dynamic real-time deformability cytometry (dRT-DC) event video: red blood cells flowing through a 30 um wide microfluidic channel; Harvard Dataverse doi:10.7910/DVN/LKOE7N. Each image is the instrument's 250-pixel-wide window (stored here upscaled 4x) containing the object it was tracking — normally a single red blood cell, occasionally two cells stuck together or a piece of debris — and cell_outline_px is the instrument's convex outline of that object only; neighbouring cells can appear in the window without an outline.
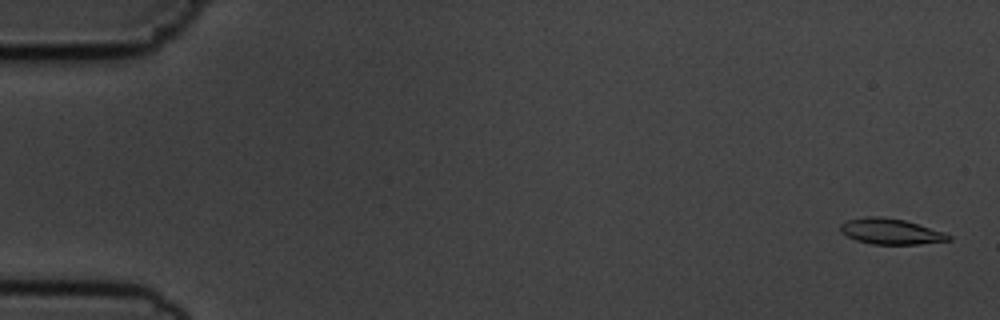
{"species": "common noctule bat (a hibernating species)", "species_latin": "Nyctalus noctula", "temperature_condition": "cold", "stored_images_in_passage": 55, "camera_frame_rate_fps": 3000, "um_per_image_px": 0.085, "animal": {"sex": "male", "body_mass_g": 19.5, "forearm_length_mm": 54.6}, "frame": {"image": 1, "passage_image": 2, "time_ms": 0.333, "image_size_px": [1000, 320], "cell_outline_px": [[952, 240], [920, 244], [872, 244], [856, 240], [840, 232], [840, 224], [848, 220], [868, 216], [880, 216], [904, 220], [944, 232], [952, 236]], "centroid_in_image_um": [75.72, 19.67], "position_along_channel_um": 9.3, "area_um2": 16.13}}
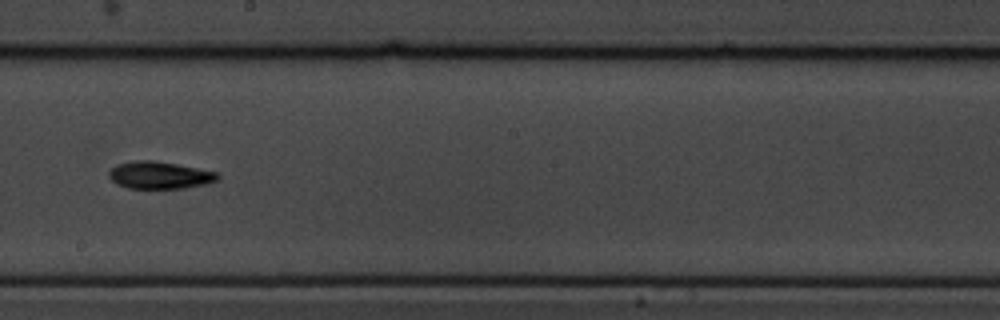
{"frame": {"image": 2, "passage_image": 32, "time_ms": 10.333, "image_size_px": [1000, 320], "cell_outline_px": [[220, 176], [216, 180], [204, 184], [184, 188], [128, 188], [116, 184], [108, 176], [108, 172], [116, 164], [132, 160], [152, 160], [176, 164], [220, 172]], "centroid_in_image_um": [13.55, 14.88], "position_along_channel_um": 234.7, "area_um2": 17.34}}
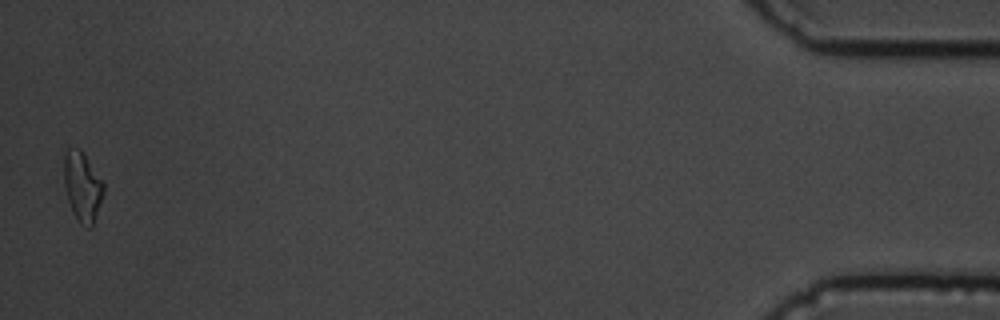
{"frame": {"image": 3, "passage_image": 55, "time_ms": 18.0, "image_size_px": [1000, 320], "cell_outline_px": [[104, 192], [92, 228], [88, 228], [80, 224], [68, 200], [64, 184], [64, 156], [68, 148], [80, 148], [104, 184]], "centroid_in_image_um": [7.0, 15.87], "position_along_channel_um": 428.2, "area_um2": 15.78}, "authors_computed_cell_mechanics": {"area_um2": 16.473, "velocity_mm_per_s": 3.6596, "shape_relaxation_time_tau1_ms": 6.8117, "shape_relaxation_time_tau2_ms": null, "deformation_change_tau1": 0.1615, "deformation_change_tau2": null}}